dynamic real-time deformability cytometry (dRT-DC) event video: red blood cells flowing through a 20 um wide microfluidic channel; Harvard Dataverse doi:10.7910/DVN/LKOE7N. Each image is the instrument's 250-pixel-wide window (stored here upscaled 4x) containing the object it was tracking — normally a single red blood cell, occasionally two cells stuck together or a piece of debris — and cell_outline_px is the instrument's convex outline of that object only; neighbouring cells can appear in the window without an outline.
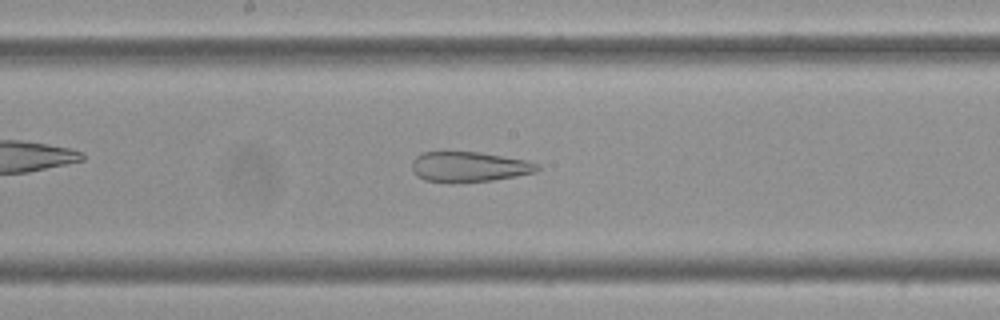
{"species": "Egyptian fruit bat (a non-hibernating species)", "species_latin": "Rousettus aegyptiacus", "temperature_condition": "cold", "stored_images_in_passage": 51, "camera_frame_rate_fps": 3000, "um_per_image_px": 0.085, "frame": {"image": 1, "passage_image": 30, "time_ms": 9.667, "image_size_px": [1000, 320], "cell_outline_px": [[540, 168], [536, 172], [516, 176], [492, 180], [452, 184], [424, 180], [416, 176], [412, 168], [412, 160], [416, 156], [424, 152], [480, 152], [524, 160], [536, 164]], "centroid_in_image_um": [39.81, 14.2], "position_along_channel_um": 208.4, "area_um2": 22.2}, "authors_computed_cell_mechanics": {"area_um2": 29.5936, "velocity_mm_per_s": 3.5046, "shape_relaxation_time_tau1_ms": null, "shape_relaxation_time_tau2_ms": 2.3793, "deformation_change_tau1": null, "deformation_change_tau2": 0.1222}}